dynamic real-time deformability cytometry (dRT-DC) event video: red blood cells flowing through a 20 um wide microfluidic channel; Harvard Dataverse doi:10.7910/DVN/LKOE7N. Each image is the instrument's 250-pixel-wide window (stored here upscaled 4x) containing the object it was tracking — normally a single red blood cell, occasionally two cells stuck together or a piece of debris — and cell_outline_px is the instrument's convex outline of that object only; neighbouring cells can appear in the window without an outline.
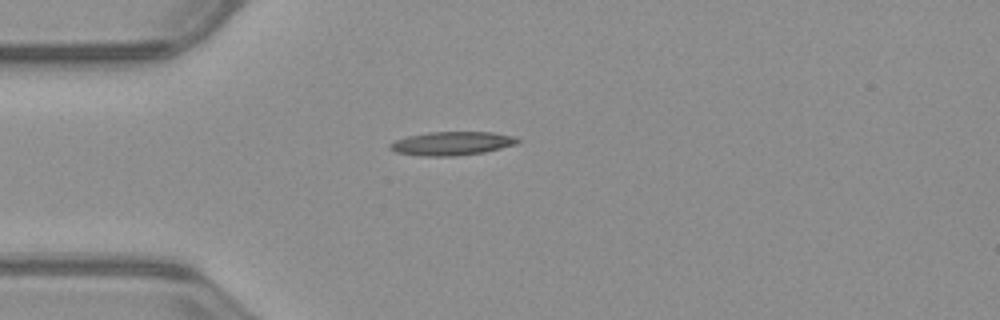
{"species": "common noctule bat (a hibernating species)", "species_latin": "Nyctalus noctula", "temperature_condition": "warm", "stored_images_in_passage": 39, "camera_frame_rate_fps": 3000, "um_per_image_px": 0.085, "animal": {"sex": "male", "body_mass_g": 23.1, "forearm_length_mm": 52.7}, "frame": {"image": 1, "passage_image": 1, "time_ms": 0.0, "image_size_px": [1000, 320], "cell_outline_px": [[520, 140], [516, 144], [484, 152], [456, 156], [420, 156], [396, 152], [388, 148], [388, 144], [396, 140], [408, 136], [428, 132], [492, 132], [512, 136]], "centroid_in_image_um": [38.36, 12.19], "position_along_channel_um": 46.6, "area_um2": 17.51}}
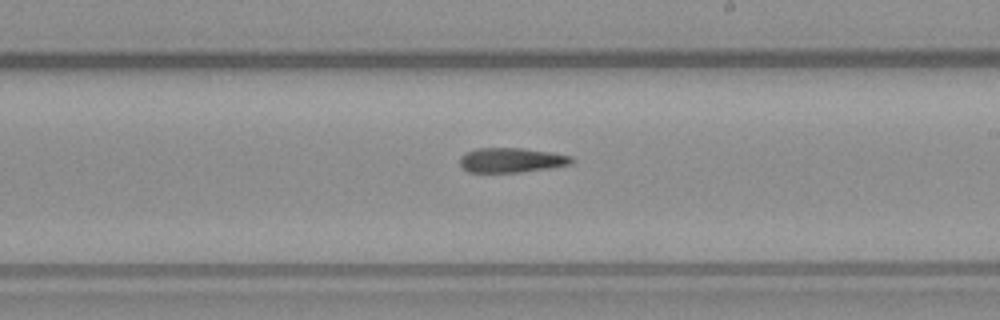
{"frame": {"image": 2, "passage_image": 17, "time_ms": 5.333, "image_size_px": [1000, 320], "cell_outline_px": [[576, 160], [572, 164], [548, 168], [520, 172], [468, 172], [460, 164], [460, 156], [476, 148], [524, 148], [552, 152], [572, 156]], "centroid_in_image_um": [43.51, 13.6], "position_along_channel_um": 245.5, "area_um2": 16.13}}
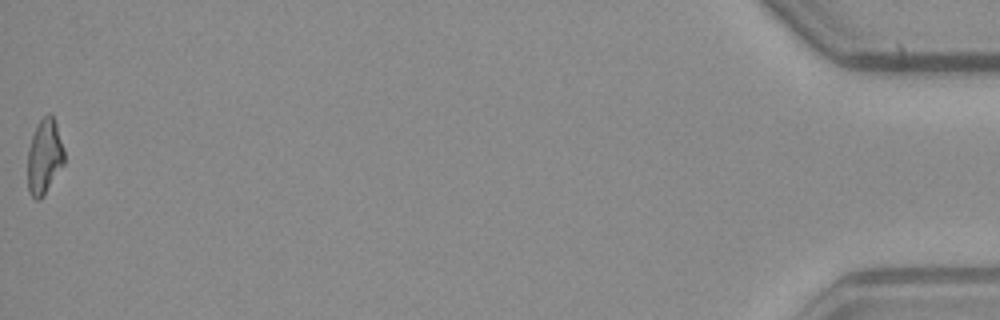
{"frame": {"image": 3, "passage_image": 39, "time_ms": 12.667, "image_size_px": [1000, 320], "cell_outline_px": [[64, 164], [44, 196], [40, 200], [36, 200], [28, 192], [28, 148], [32, 136], [40, 120], [48, 112], [52, 116], [56, 124], [64, 148]], "centroid_in_image_um": [3.78, 13.35], "position_along_channel_um": 431.4, "area_um2": 16.01}}